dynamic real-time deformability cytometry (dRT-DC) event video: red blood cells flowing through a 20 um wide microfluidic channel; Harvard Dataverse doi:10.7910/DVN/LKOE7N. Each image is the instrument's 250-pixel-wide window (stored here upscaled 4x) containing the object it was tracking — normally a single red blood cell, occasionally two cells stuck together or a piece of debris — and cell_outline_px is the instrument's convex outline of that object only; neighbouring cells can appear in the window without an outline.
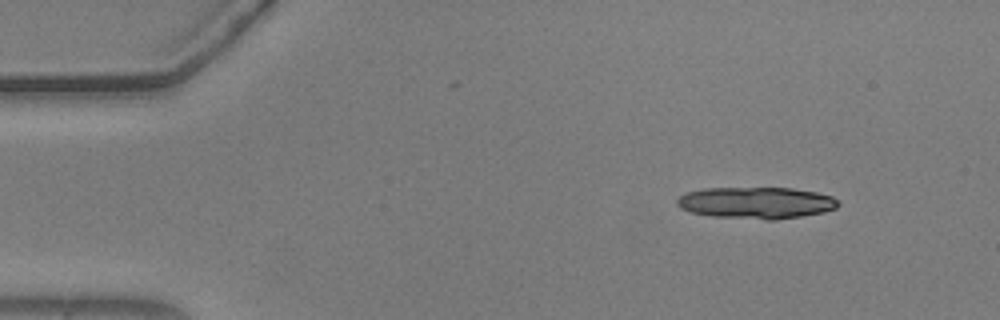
{"species": "common noctule bat (a hibernating species)", "species_latin": "Nyctalus noctula", "temperature_condition": "warm", "stored_images_in_passage": 10, "camera_frame_rate_fps": 3000, "um_per_image_px": 0.085, "animal": {"sex": "male", "body_mass_g": 20.5, "forearm_length_mm": 52.5}, "frame": {"image": 1, "passage_image": 1, "time_ms": 0.0, "image_size_px": [1000, 320], "cell_outline_px": [[840, 204], [836, 208], [824, 212], [776, 220], [764, 220], [712, 216], [692, 212], [680, 208], [676, 204], [676, 200], [680, 196], [688, 192], [704, 188], [792, 188], [816, 192], [832, 196]], "centroid_in_image_um": [64.28, 17.24], "position_along_channel_um": 20.7, "area_um2": 29.77}}